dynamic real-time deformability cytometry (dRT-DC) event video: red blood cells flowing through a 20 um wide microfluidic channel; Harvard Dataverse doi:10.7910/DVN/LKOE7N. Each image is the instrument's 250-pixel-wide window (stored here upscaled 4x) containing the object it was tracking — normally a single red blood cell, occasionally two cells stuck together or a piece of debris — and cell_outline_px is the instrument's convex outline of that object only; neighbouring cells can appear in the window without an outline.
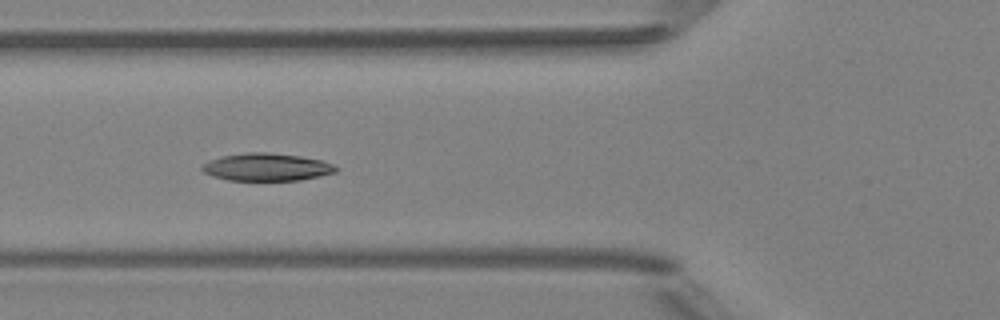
{"species": "Egyptian fruit bat (a non-hibernating species)", "species_latin": "Rousettus aegyptiacus", "temperature_condition": "room temperature", "stored_images_in_passage": 8, "camera_frame_rate_fps": 3000, "um_per_image_px": 0.085, "animal": {"sex": "female"}, "frame": {"image": 1, "passage_image": 5, "time_ms": 4.667, "image_size_px": [1000, 320], "cell_outline_px": [[340, 168], [336, 172], [320, 176], [300, 180], [228, 180], [212, 176], [204, 172], [200, 168], [200, 164], [208, 160], [224, 156], [248, 152], [268, 152], [300, 156], [320, 160], [332, 164]], "centroid_in_image_um": [22.65, 14.2], "position_along_channel_um": 103.2, "area_um2": 21.56}}
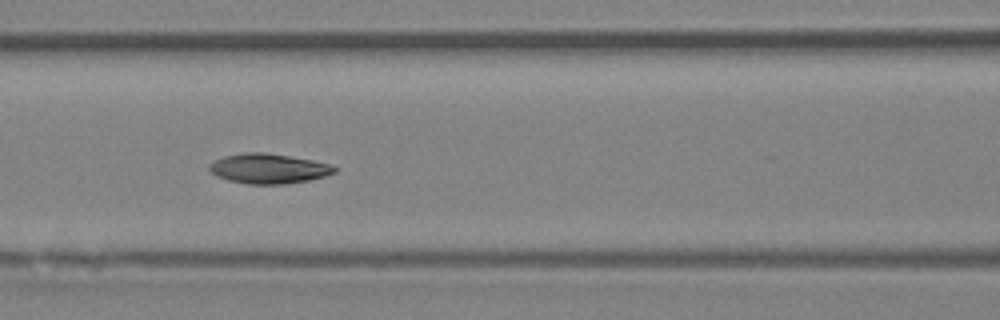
{"frame": {"image": 2, "passage_image": 6, "time_ms": 5.667, "image_size_px": [1000, 320], "cell_outline_px": [[340, 168], [336, 172], [324, 176], [308, 180], [284, 184], [248, 184], [228, 180], [216, 176], [208, 168], [208, 164], [224, 156], [244, 152], [260, 152], [288, 156], [312, 160], [328, 164]], "centroid_in_image_um": [22.81, 14.33], "position_along_channel_um": 143.8, "area_um2": 21.68}}
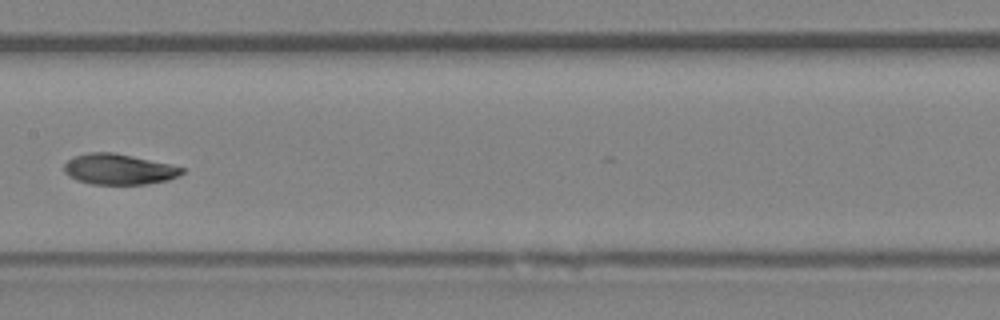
{"frame": {"image": 3, "passage_image": 7, "time_ms": 7.0, "image_size_px": [1000, 320], "cell_outline_px": [[184, 172], [168, 180], [148, 184], [92, 184], [76, 180], [68, 176], [64, 172], [64, 164], [68, 160], [76, 156], [88, 152], [112, 152], [132, 156], [168, 164], [184, 168]], "centroid_in_image_um": [10.06, 14.39], "position_along_channel_um": 197.3, "area_um2": 20.87}}